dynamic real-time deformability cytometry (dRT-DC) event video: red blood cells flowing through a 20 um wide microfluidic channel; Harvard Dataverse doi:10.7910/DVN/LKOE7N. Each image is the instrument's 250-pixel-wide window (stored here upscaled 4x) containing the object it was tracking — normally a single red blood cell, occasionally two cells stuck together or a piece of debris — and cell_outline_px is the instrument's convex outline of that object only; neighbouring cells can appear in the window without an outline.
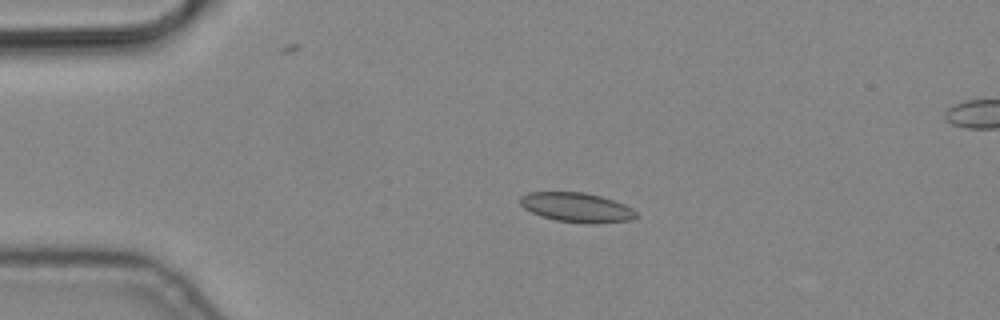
{"species": "common noctule bat (a hibernating species)", "species_latin": "Nyctalus noctula", "temperature_condition": "cold", "stored_images_in_passage": 5, "camera_frame_rate_fps": 3000, "um_per_image_px": 0.085, "animal": {"sex": "male", "body_mass_g": 19.2, "forearm_length_mm": 51.8}, "frame": {"image": 1, "passage_image": 3, "time_ms": 0.667, "image_size_px": [1000, 320], "cell_outline_px": [[636, 216], [632, 220], [596, 224], [556, 220], [540, 216], [524, 208], [520, 204], [520, 196], [528, 192], [584, 192], [600, 196], [624, 204], [632, 208], [636, 212]], "centroid_in_image_um": [49.01, 17.63], "position_along_channel_um": 36.0, "area_um2": 19.88}}